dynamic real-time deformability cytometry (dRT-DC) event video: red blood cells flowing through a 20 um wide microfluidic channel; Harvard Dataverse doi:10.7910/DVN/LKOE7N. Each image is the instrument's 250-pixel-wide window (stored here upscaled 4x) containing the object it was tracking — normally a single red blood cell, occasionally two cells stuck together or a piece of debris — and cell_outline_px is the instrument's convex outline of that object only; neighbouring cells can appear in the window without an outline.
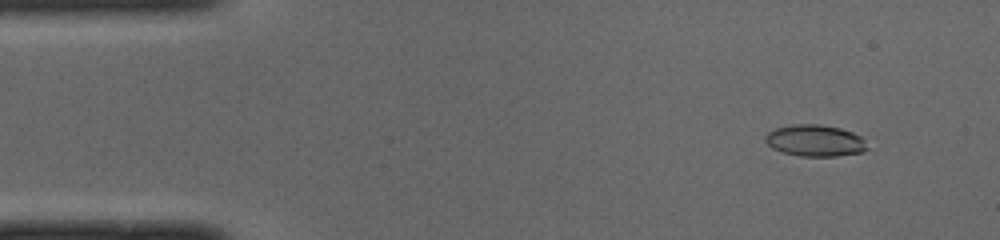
{"species": "common noctule bat (a hibernating species)", "species_latin": "Nyctalus noctula", "temperature_condition": "cold", "stored_images_in_passage": 50, "camera_frame_rate_fps": 3000, "um_per_image_px": 0.085, "animal": {"sex": "male", "body_mass_g": 19.0, "forearm_length_mm": 50.8}, "frame": {"image": 1, "passage_image": 5, "time_ms": 1.333, "image_size_px": [1000, 240], "cell_outline_px": [[868, 148], [864, 152], [836, 156], [800, 156], [784, 152], [772, 148], [764, 140], [764, 136], [768, 132], [776, 128], [792, 124], [820, 124], [840, 128], [852, 132], [860, 136], [864, 140]], "centroid_in_image_um": [69.28, 11.95], "position_along_channel_um": 15.7, "area_um2": 18.79}}
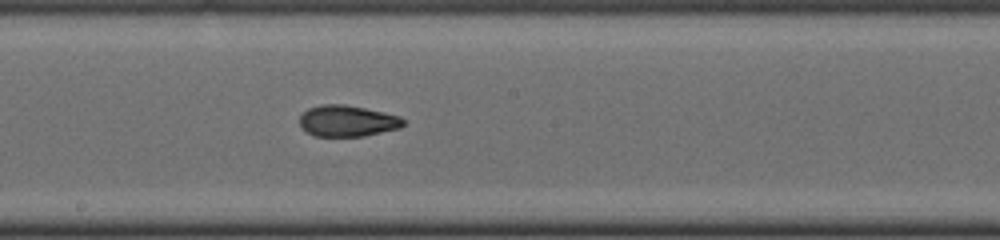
{"frame": {"image": 2, "passage_image": 27, "time_ms": 8.667, "image_size_px": [1000, 240], "cell_outline_px": [[404, 124], [400, 128], [364, 136], [316, 136], [300, 128], [300, 116], [308, 108], [320, 104], [344, 104], [384, 112], [400, 116], [404, 120]], "centroid_in_image_um": [29.52, 10.27], "position_along_channel_um": 218.7, "area_um2": 18.9}}
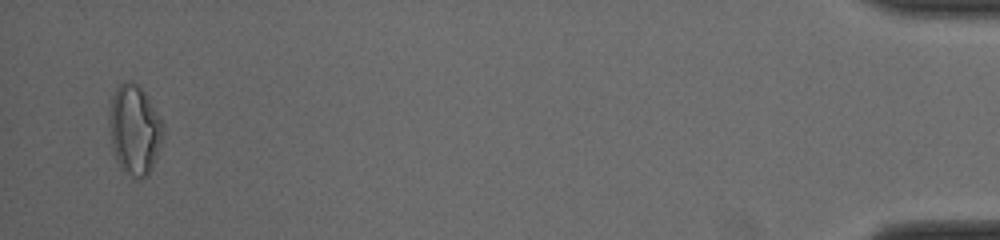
{"frame": {"image": 3, "passage_image": 49, "time_ms": 16.0, "image_size_px": [1000, 240], "cell_outline_px": [[164, 132], [152, 168], [148, 176], [132, 176], [124, 172], [120, 168], [116, 160], [112, 148], [108, 116], [112, 96], [116, 88], [124, 80], [128, 80], [136, 84], [144, 92], [160, 116], [164, 124]], "centroid_in_image_um": [11.42, 11.01], "position_along_channel_um": 423.8, "area_um2": 28.09}, "authors_computed_cell_mechanics": {"area_um2": 19.1318, "velocity_mm_per_s": 4.0103, "shape_relaxation_time_tau1_ms": null, "shape_relaxation_time_tau2_ms": 2.0649, "deformation_change_tau1": null, "deformation_change_tau2": 0.0784}}